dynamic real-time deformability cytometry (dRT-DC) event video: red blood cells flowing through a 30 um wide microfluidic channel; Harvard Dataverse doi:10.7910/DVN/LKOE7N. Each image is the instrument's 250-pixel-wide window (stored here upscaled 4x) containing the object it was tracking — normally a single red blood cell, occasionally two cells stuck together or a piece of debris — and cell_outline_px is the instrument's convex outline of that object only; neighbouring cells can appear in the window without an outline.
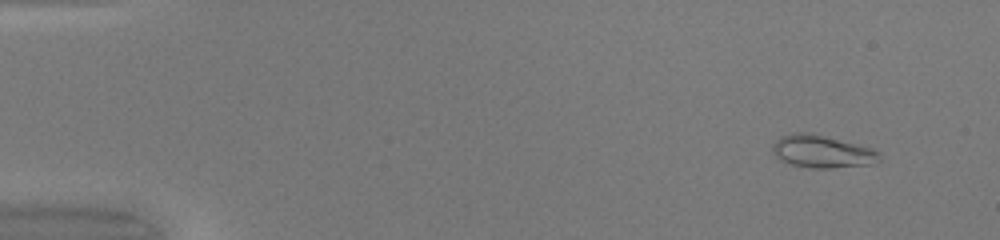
{"species": "common noctule bat (a hibernating species)", "species_latin": "Nyctalus noctula", "temperature_condition": "warm", "stored_images_in_passage": 46, "camera_frame_rate_fps": 3000, "um_per_image_px": 0.085, "animal": {"sex": "female", "body_mass_g": 20.0, "forearm_length_mm": 54.0}, "frame": {"image": 1, "passage_image": 1, "time_ms": 0.0, "image_size_px": [1000, 240], "cell_outline_px": [[880, 160], [868, 164], [832, 168], [812, 168], [792, 164], [780, 160], [776, 156], [772, 148], [772, 144], [780, 136], [792, 132], [812, 132], [872, 148], [880, 152]], "centroid_in_image_um": [69.85, 12.86], "position_along_channel_um": 15.1, "area_um2": 20.35}}
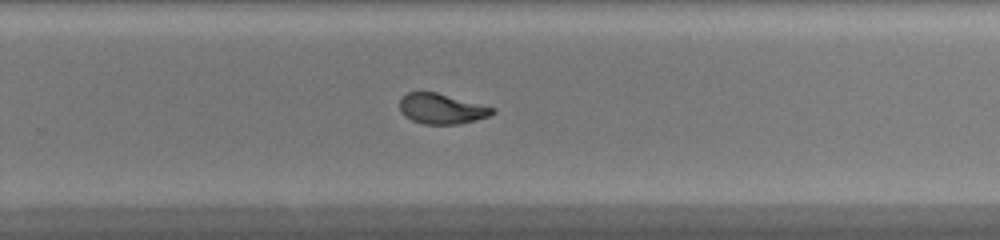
{"frame": {"image": 2, "passage_image": 30, "time_ms": 9.667, "image_size_px": [1000, 240], "cell_outline_px": [[496, 112], [488, 116], [476, 120], [456, 124], [424, 124], [412, 120], [404, 116], [400, 112], [400, 100], [408, 92], [436, 92], [496, 108]], "centroid_in_image_um": [37.54, 9.25], "position_along_channel_um": 292.3, "area_um2": 16.3}}
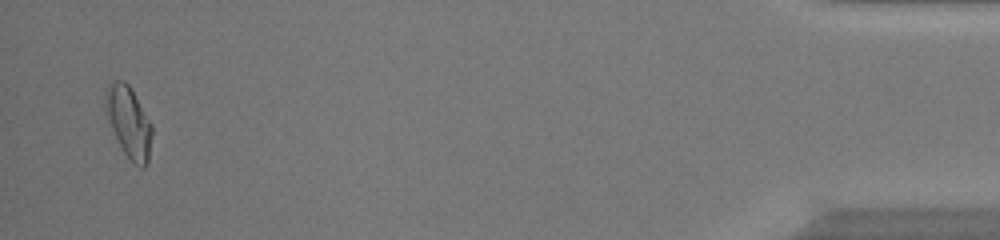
{"frame": {"image": 3, "passage_image": 45, "time_ms": 14.667, "image_size_px": [1000, 240], "cell_outline_px": [[152, 136], [148, 164], [144, 168], [140, 168], [132, 164], [124, 152], [104, 112], [104, 92], [108, 84], [112, 80], [124, 80], [128, 84], [152, 124]], "centroid_in_image_um": [10.93, 10.38], "position_along_channel_um": 424.3, "area_um2": 19.54}, "authors_computed_cell_mechanics": {"area_um2": 17.6579, "velocity_mm_per_s": 4.2283, "shape_relaxation_time_tau1_ms": 6.8736, "shape_relaxation_time_tau2_ms": 1.0106, "deformation_change_tau1": 0.2611, "deformation_change_tau2": 0.0788}}